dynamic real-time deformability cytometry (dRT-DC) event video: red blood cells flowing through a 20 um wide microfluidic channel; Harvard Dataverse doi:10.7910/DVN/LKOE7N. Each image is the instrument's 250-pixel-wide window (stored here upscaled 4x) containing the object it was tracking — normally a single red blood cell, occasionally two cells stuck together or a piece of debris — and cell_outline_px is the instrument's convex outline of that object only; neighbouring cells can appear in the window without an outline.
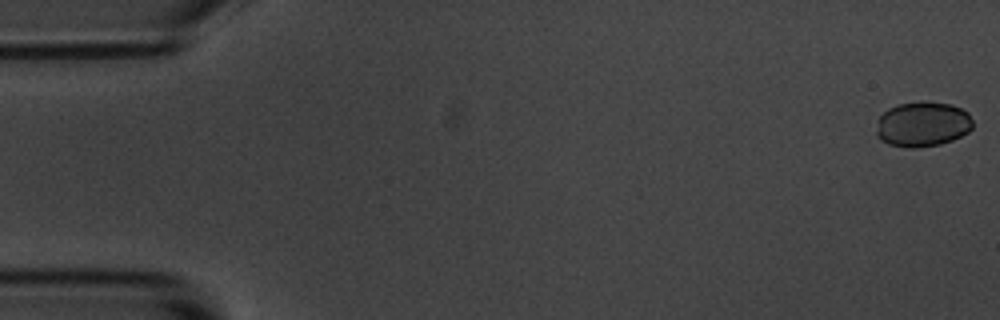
{"species": "common noctule bat (a hibernating species)", "species_latin": "Nyctalus noctula", "temperature_condition": "room temperature", "stored_images_in_passage": 14, "camera_frame_rate_fps": 3000, "um_per_image_px": 0.085, "animal": {"sex": "male", "body_mass_g": 20.1, "forearm_length_mm": 53.5}, "frame": {"image": 1, "passage_image": 1, "time_ms": 0.0, "image_size_px": [1000, 320], "cell_outline_px": [[972, 128], [968, 132], [952, 140], [940, 144], [912, 148], [908, 148], [888, 144], [880, 140], [876, 136], [876, 120], [888, 108], [896, 104], [952, 104], [968, 112], [972, 120]], "centroid_in_image_um": [78.38, 10.6], "position_along_channel_um": 6.6, "area_um2": 24.97}}